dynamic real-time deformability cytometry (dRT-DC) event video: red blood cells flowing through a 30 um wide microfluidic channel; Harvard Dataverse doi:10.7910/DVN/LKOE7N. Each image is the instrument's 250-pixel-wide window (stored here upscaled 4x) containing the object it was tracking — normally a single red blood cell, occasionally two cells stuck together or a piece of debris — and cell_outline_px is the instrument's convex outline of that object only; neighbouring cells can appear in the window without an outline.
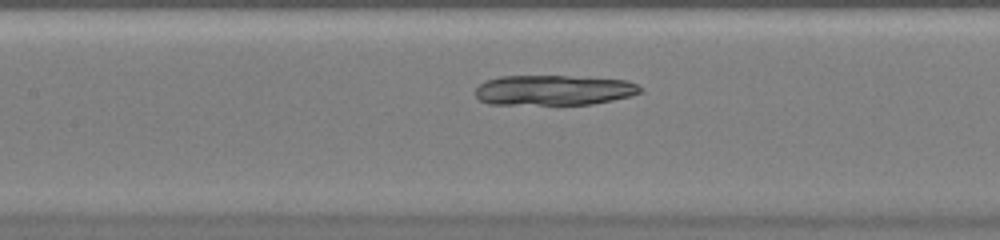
{"species": "common noctule bat (a hibernating species)", "species_latin": "Nyctalus noctula", "temperature_condition": "warm", "stored_images_in_passage": 37, "camera_frame_rate_fps": 3000, "um_per_image_px": 0.085, "animal": {"sex": "female", "body_mass_g": 20.0, "forearm_length_mm": 54.0}, "frame": {"image": 1, "passage_image": 12, "time_ms": 3.667, "image_size_px": [1000, 240], "cell_outline_px": [[640, 92], [632, 96], [592, 104], [488, 104], [480, 100], [476, 96], [476, 88], [480, 84], [488, 80], [500, 76], [568, 76], [628, 80], [636, 84], [640, 88]], "centroid_in_image_um": [47.06, 7.66], "position_along_channel_um": 160.3, "area_um2": 28.84}}
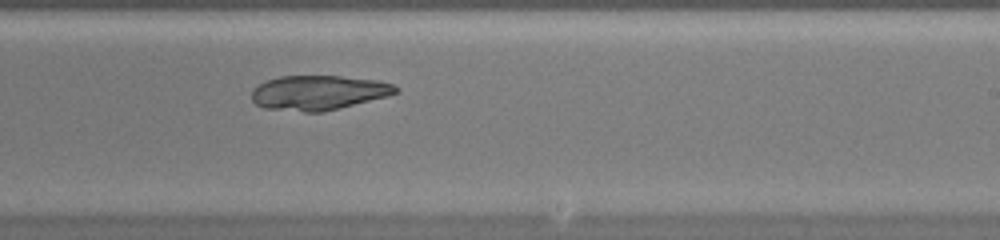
{"frame": {"image": 2, "passage_image": 19, "time_ms": 6.0, "image_size_px": [1000, 240], "cell_outline_px": [[400, 92], [340, 108], [320, 112], [304, 112], [264, 108], [256, 104], [252, 100], [252, 88], [268, 80], [280, 76], [340, 76], [380, 80], [392, 84], [400, 88]], "centroid_in_image_um": [27.07, 7.87], "position_along_channel_um": 261.9, "area_um2": 29.02}}
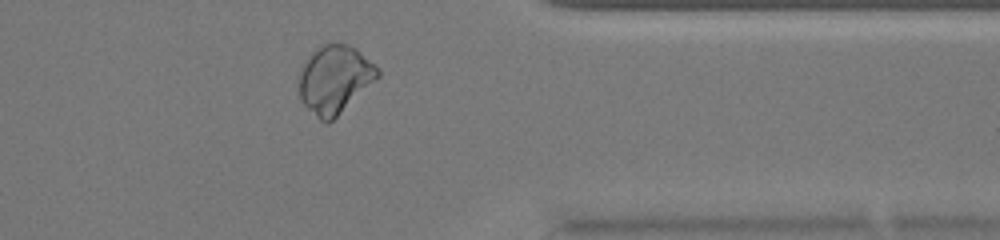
{"frame": {"image": 3, "passage_image": 28, "time_ms": 9.0, "image_size_px": [1000, 240], "cell_outline_px": [[380, 76], [328, 124], [324, 124], [300, 100], [296, 88], [300, 72], [308, 56], [320, 44], [348, 44], [356, 48], [380, 68]], "centroid_in_image_um": [28.43, 6.74], "position_along_channel_um": 383.0, "area_um2": 31.33}}